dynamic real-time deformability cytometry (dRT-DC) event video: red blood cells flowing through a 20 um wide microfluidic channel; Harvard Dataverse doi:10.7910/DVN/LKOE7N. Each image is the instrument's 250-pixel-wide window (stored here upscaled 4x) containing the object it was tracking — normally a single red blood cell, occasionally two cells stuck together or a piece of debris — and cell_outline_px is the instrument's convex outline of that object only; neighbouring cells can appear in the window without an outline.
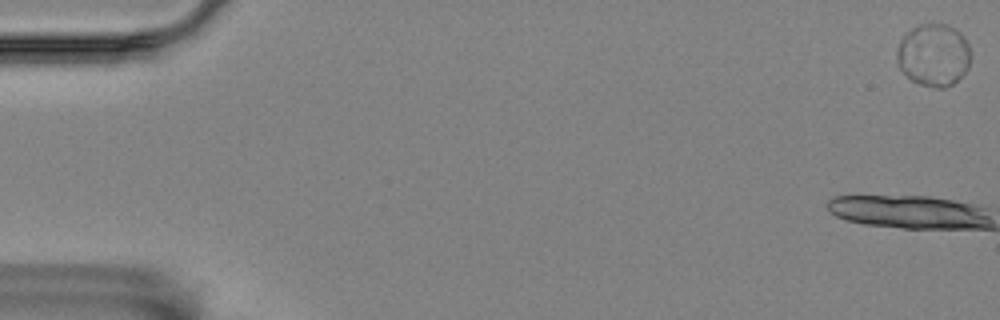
{"species": "Egyptian fruit bat (a non-hibernating species)", "species_latin": "Rousettus aegyptiacus", "temperature_condition": "room temperature", "stored_images_in_passage": 8, "camera_frame_rate_fps": 3000, "um_per_image_px": 0.085, "animal": {"sex": "female"}, "frame": {"image": 1, "passage_image": 1, "time_ms": 0.0, "image_size_px": [1000, 320], "cell_outline_px": [[972, 56], [968, 68], [952, 84], [944, 88], [936, 88], [920, 84], [912, 80], [896, 64], [896, 48], [900, 40], [912, 28], [920, 24], [944, 24], [960, 32], [964, 36], [968, 44]], "centroid_in_image_um": [79.35, 4.67], "position_along_channel_um": 5.6, "area_um2": 26.93}}
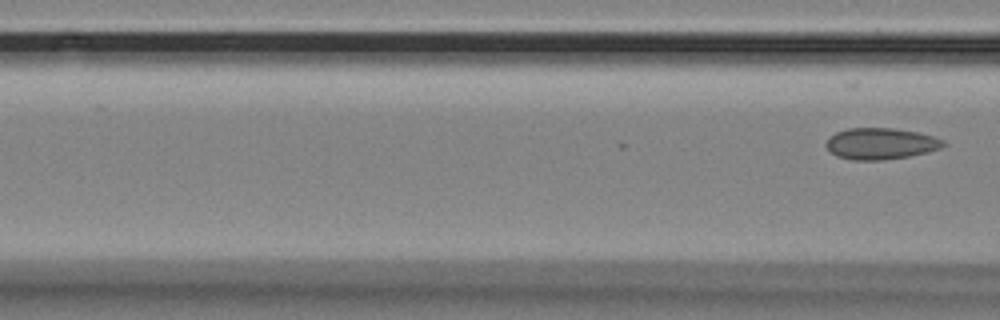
{"frame": {"image": 2, "passage_image": 8, "time_ms": 2.333, "image_size_px": [1000, 320], "cell_outline_px": [[948, 144], [940, 148], [928, 152], [908, 156], [880, 160], [852, 160], [836, 156], [824, 144], [828, 136], [836, 132], [848, 128], [892, 128], [916, 132], [932, 136], [944, 140]], "centroid_in_image_um": [74.84, 12.21], "position_along_channel_um": 91.8, "area_um2": 21.44}}